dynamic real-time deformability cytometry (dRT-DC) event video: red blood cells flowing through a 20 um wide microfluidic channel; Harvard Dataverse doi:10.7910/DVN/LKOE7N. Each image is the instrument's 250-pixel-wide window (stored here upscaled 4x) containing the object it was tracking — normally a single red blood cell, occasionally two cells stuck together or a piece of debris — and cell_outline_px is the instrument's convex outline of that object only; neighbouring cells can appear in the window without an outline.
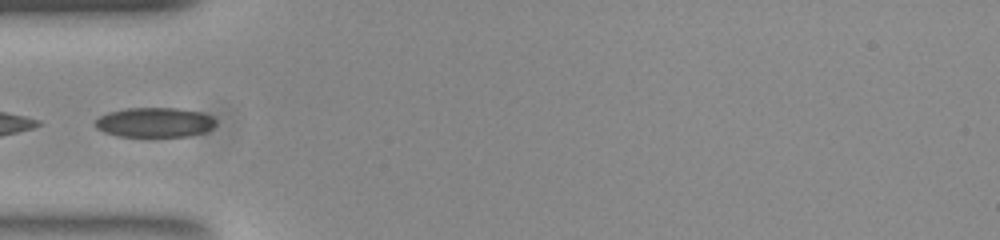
{"species": "common noctule bat (a hibernating species)", "species_latin": "Nyctalus noctula", "temperature_condition": "room temperature", "stored_images_in_passage": 37, "camera_frame_rate_fps": 3000, "um_per_image_px": 0.085, "animal": {"sex": "female", "body_mass_g": 23.0, "forearm_length_mm": 53.4}, "frame": {"image": 1, "passage_image": 1, "time_ms": 0.0, "image_size_px": [1000, 240], "cell_outline_px": [[216, 124], [212, 128], [204, 132], [188, 136], [120, 136], [104, 132], [96, 128], [96, 120], [100, 116], [108, 112], [128, 108], [176, 108], [200, 112], [212, 116], [216, 120]], "centroid_in_image_um": [13.16, 10.4], "position_along_channel_um": 71.8, "area_um2": 20.75}}
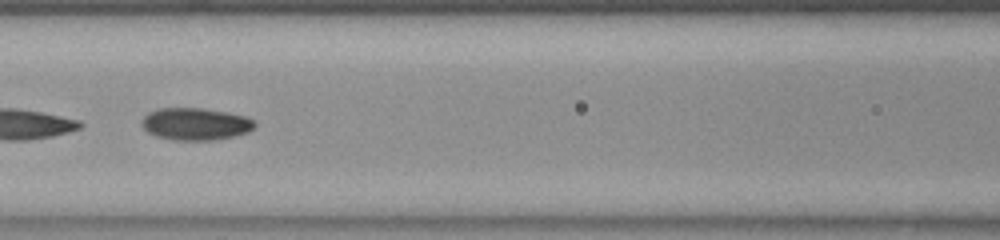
{"frame": {"image": 2, "passage_image": 7, "time_ms": 2.0, "image_size_px": [1000, 240], "cell_outline_px": [[256, 124], [248, 132], [232, 136], [212, 140], [172, 140], [156, 136], [148, 132], [140, 124], [144, 116], [148, 112], [160, 108], [200, 108], [228, 112], [244, 116], [252, 120]], "centroid_in_image_um": [16.57, 10.53], "position_along_channel_um": 150.0, "area_um2": 21.1}}
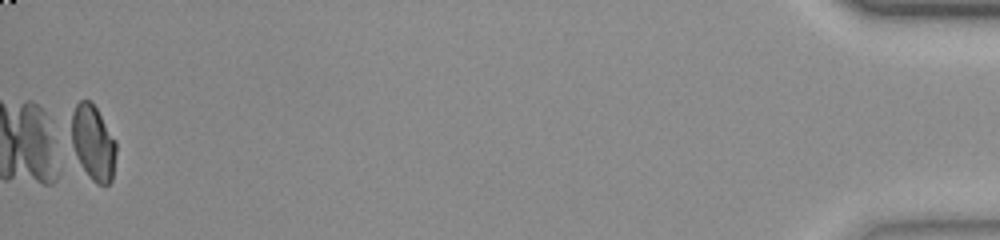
{"frame": {"image": 3, "passage_image": 36, "time_ms": 11.667, "image_size_px": [1000, 240], "cell_outline_px": [[116, 152], [112, 180], [108, 184], [96, 184], [76, 164], [64, 140], [72, 112], [76, 104], [80, 100], [88, 100], [96, 108], [116, 140]], "centroid_in_image_um": [7.77, 12.15], "position_along_channel_um": 427.4, "area_um2": 21.27}}